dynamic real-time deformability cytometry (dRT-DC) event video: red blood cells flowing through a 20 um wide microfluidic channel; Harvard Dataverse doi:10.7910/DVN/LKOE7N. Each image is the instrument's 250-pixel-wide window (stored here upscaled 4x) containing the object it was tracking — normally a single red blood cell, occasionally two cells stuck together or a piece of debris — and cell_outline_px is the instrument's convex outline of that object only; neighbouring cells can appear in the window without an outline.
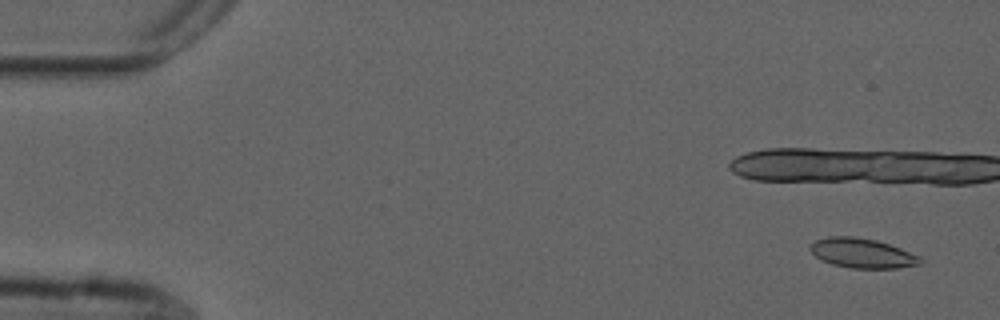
{"species": "common noctule bat (a hibernating species)", "species_latin": "Nyctalus noctula", "temperature_condition": "cold", "stored_images_in_passage": 17, "camera_frame_rate_fps": 3000, "um_per_image_px": 0.085, "animal": {"sex": "male", "forearm_length_mm": 52.5}, "frame": {"image": 1, "passage_image": 3, "time_ms": 0.667, "image_size_px": [1000, 320], "cell_outline_px": [[924, 260], [920, 264], [896, 268], [852, 268], [832, 264], [820, 260], [808, 248], [816, 240], [828, 236], [852, 236], [876, 240], [900, 248], [920, 256]], "centroid_in_image_um": [73.28, 21.52], "position_along_channel_um": 11.7, "area_um2": 18.96}}